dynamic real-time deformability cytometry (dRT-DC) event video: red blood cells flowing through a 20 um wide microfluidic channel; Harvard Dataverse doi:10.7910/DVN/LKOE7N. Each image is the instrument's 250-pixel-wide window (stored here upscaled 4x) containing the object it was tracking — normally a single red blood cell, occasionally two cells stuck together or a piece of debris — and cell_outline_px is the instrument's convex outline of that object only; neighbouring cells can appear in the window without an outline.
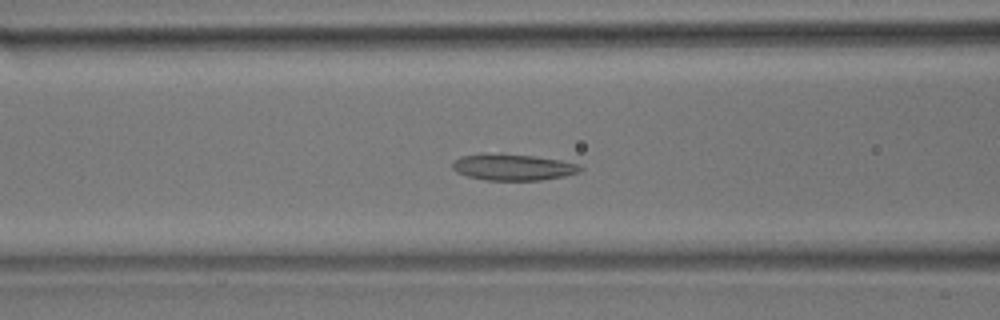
{"species": "common noctule bat (a hibernating species)", "species_latin": "Nyctalus noctula", "temperature_condition": "room temperature", "stored_images_in_passage": 51, "camera_frame_rate_fps": 3000, "um_per_image_px": 0.085, "animal": {"sex": "male", "body_mass_g": 17.9}, "frame": {"image": 1, "passage_image": 20, "time_ms": 6.333, "image_size_px": [1000, 320], "cell_outline_px": [[584, 168], [580, 172], [564, 176], [540, 180], [484, 180], [468, 176], [456, 172], [452, 168], [452, 164], [460, 156], [480, 152], [500, 152], [532, 156], [560, 160], [580, 164]], "centroid_in_image_um": [43.58, 14.18], "position_along_channel_um": 123.0, "area_um2": 20.06}}
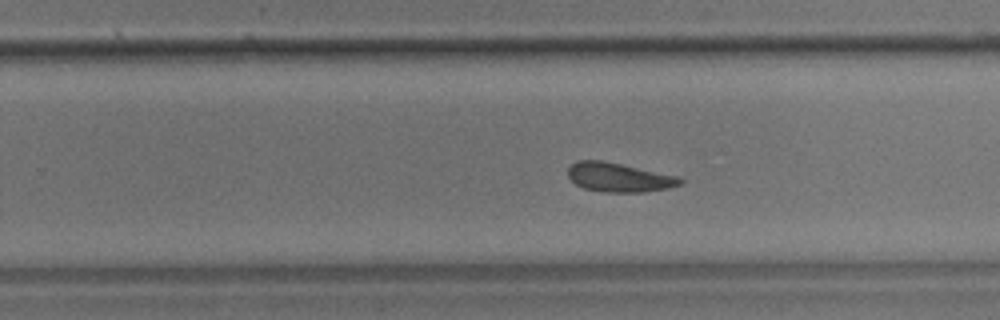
{"frame": {"image": 2, "passage_image": 32, "time_ms": 10.333, "image_size_px": [1000, 320], "cell_outline_px": [[684, 180], [680, 184], [668, 188], [644, 192], [604, 192], [584, 188], [576, 184], [568, 176], [568, 168], [576, 160], [600, 160], [680, 176]], "centroid_in_image_um": [52.62, 15.07], "position_along_channel_um": 277.2, "area_um2": 18.96}}
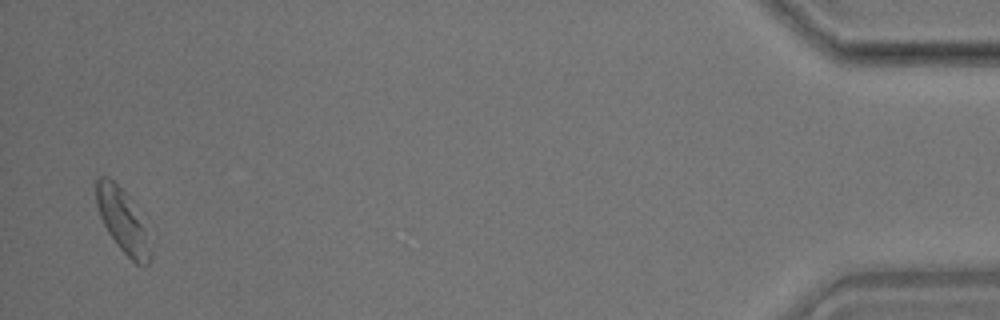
{"frame": {"image": 3, "passage_image": 50, "time_ms": 16.333, "image_size_px": [1000, 320], "cell_outline_px": [[152, 256], [148, 264], [136, 264], [116, 244], [108, 232], [100, 216], [96, 204], [96, 180], [100, 176], [108, 176], [124, 192], [144, 228], [152, 252]], "centroid_in_image_um": [10.38, 18.79], "position_along_channel_um": 424.8, "area_um2": 19.07}, "authors_computed_cell_mechanics": {"area_um2": 19.5942, "velocity_mm_per_s": 3.8659, "shape_relaxation_time_tau1_ms": 6.2399, "shape_relaxation_time_tau2_ms": 4.7991, "deformation_change_tau1": 0.1319, "deformation_change_tau2": 0.1356}}